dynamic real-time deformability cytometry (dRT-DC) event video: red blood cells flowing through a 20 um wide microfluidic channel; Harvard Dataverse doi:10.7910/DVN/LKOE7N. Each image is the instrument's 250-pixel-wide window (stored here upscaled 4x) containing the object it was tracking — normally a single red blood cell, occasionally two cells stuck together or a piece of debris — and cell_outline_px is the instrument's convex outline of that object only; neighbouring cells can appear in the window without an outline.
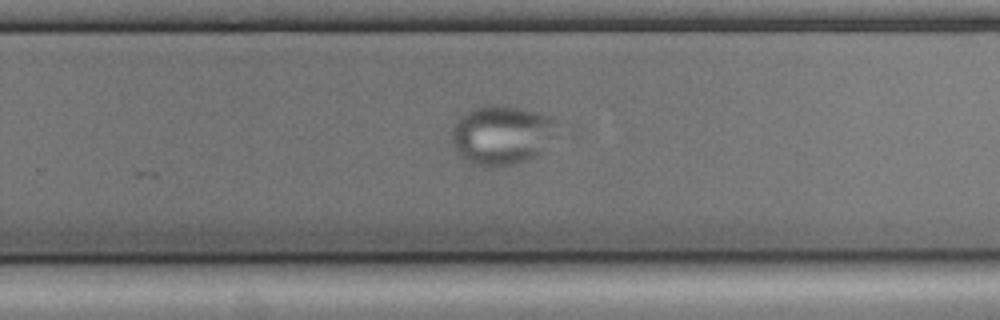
{"species": "common noctule bat (a hibernating species)", "species_latin": "Nyctalus noctula", "temperature_condition": "cold", "stored_images_in_passage": 53, "camera_frame_rate_fps": 3000, "um_per_image_px": 0.085, "animal": {"sex": "male", "body_mass_g": 17.9, "forearm_length_mm": 54.2}, "frame": {"image": 1, "passage_image": 34, "time_ms": 11.0, "image_size_px": [1000, 320], "cell_outline_px": [[556, 136], [536, 156], [512, 164], [488, 168], [472, 164], [460, 156], [456, 152], [452, 144], [452, 128], [456, 120], [460, 116], [476, 108], [488, 104], [516, 108], [536, 112], [548, 116], [556, 120]], "centroid_in_image_um": [42.62, 11.49], "position_along_channel_um": 287.2, "area_um2": 36.24}}